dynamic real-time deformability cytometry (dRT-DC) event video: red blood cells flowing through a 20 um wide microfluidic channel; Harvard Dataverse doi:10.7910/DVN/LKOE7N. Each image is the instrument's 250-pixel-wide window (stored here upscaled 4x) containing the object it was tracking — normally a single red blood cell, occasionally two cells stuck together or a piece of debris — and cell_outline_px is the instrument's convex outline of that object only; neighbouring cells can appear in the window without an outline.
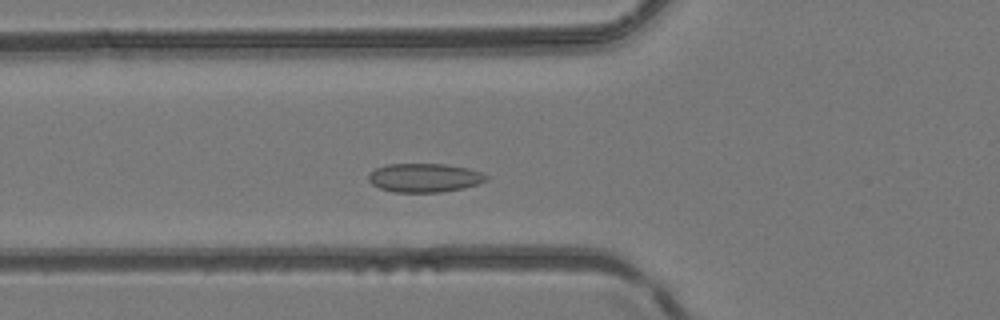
{"species": "common noctule bat (a hibernating species)", "species_latin": "Nyctalus noctula", "temperature_condition": "room temperature", "stored_images_in_passage": 34, "camera_frame_rate_fps": 3000, "um_per_image_px": 0.085, "animal": {"sex": "female", "body_mass_g": 24.6, "forearm_length_mm": 56.2}, "frame": {"image": 1, "passage_image": 10, "time_ms": 3.0, "image_size_px": [1000, 320], "cell_outline_px": [[488, 180], [464, 188], [440, 192], [392, 192], [380, 188], [372, 184], [368, 180], [368, 172], [376, 168], [388, 164], [444, 164], [468, 168], [484, 172], [488, 176]], "centroid_in_image_um": [36.08, 15.1], "position_along_channel_um": 89.7, "area_um2": 19.88}}
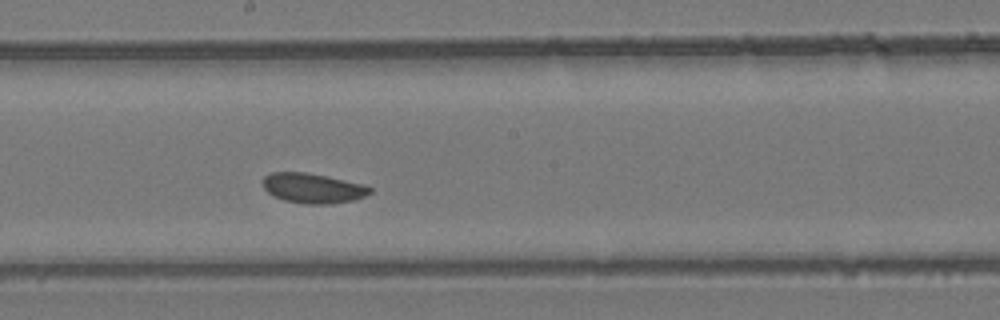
{"frame": {"image": 2, "passage_image": 19, "time_ms": 6.0, "image_size_px": [1000, 320], "cell_outline_px": [[372, 192], [356, 200], [332, 204], [304, 204], [284, 200], [272, 196], [264, 188], [264, 176], [272, 172], [304, 172], [364, 184], [372, 188]], "centroid_in_image_um": [26.61, 16.01], "position_along_channel_um": 221.6, "area_um2": 18.67}}
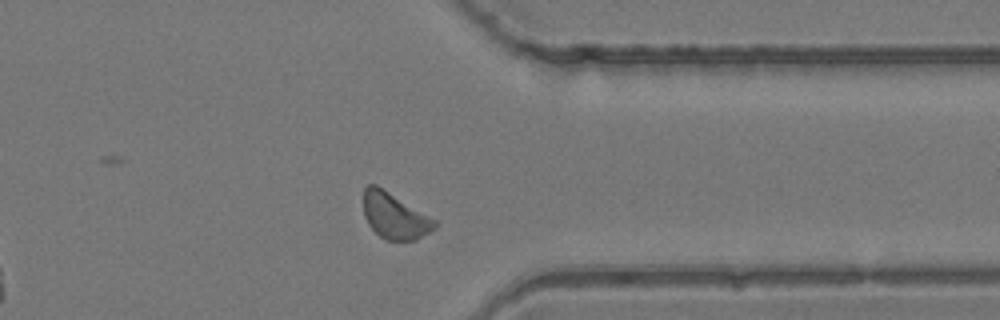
{"frame": {"image": 3, "passage_image": 30, "time_ms": 9.667, "image_size_px": [1000, 320], "cell_outline_px": [[440, 224], [436, 228], [416, 240], [388, 240], [380, 236], [368, 224], [364, 216], [364, 188], [368, 184], [376, 184], [436, 220]], "centroid_in_image_um": [33.56, 18.35], "position_along_channel_um": 377.8, "area_um2": 18.96}}